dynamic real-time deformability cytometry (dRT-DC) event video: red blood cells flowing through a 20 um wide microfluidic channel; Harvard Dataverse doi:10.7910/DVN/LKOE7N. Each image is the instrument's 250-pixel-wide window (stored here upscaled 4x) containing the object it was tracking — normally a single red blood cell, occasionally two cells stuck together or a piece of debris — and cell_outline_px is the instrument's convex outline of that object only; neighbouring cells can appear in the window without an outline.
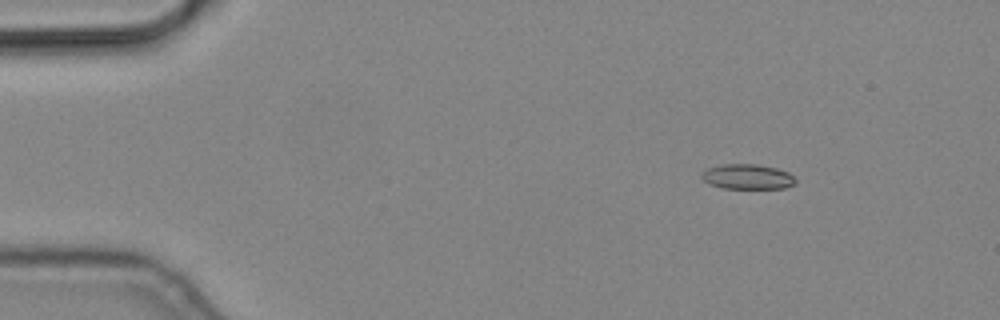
{"species": "common noctule bat (a hibernating species)", "species_latin": "Nyctalus noctula", "temperature_condition": "cold", "stored_images_in_passage": 5, "camera_frame_rate_fps": 3000, "um_per_image_px": 0.085, "animal": {"sex": "male", "body_mass_g": 19.2, "forearm_length_mm": 51.8}, "frame": {"image": 1, "passage_image": 3, "time_ms": 0.667, "image_size_px": [1000, 320], "cell_outline_px": [[796, 184], [784, 188], [724, 188], [712, 184], [704, 180], [700, 176], [708, 168], [720, 164], [756, 164], [776, 168], [788, 172], [796, 180]], "centroid_in_image_um": [63.56, 15.01], "position_along_channel_um": 21.4, "area_um2": 13.53}}